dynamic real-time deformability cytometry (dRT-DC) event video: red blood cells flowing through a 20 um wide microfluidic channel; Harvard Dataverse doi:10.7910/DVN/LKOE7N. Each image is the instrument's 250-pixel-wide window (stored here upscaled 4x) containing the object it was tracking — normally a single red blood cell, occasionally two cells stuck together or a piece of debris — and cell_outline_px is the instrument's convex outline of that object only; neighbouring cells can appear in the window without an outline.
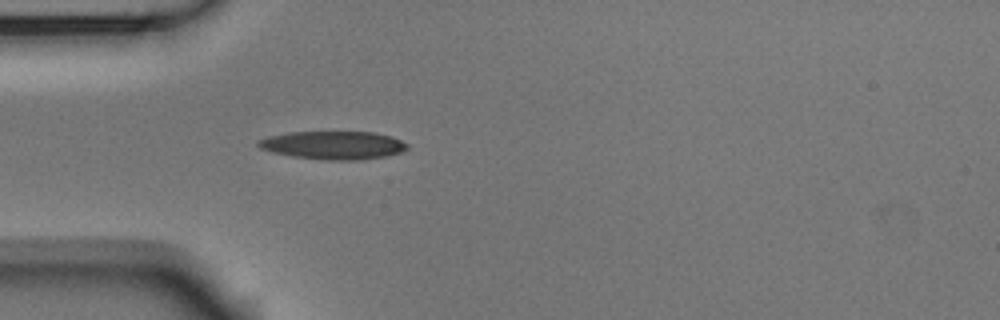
{"species": "Egyptian fruit bat (a non-hibernating species)", "species_latin": "Rousettus aegyptiacus", "temperature_condition": "room temperature", "stored_images_in_passage": 3, "camera_frame_rate_fps": 3000, "um_per_image_px": 0.085, "animal": {"sex": "male"}, "frame": {"image": 1, "passage_image": 3, "time_ms": 0.667, "image_size_px": [1000, 320], "cell_outline_px": [[408, 148], [404, 152], [388, 156], [360, 160], [328, 160], [292, 156], [272, 152], [260, 148], [256, 144], [256, 140], [268, 136], [288, 132], [376, 132], [392, 136], [408, 144]], "centroid_in_image_um": [28.35, 12.34], "position_along_channel_um": 56.7, "area_um2": 24.74}}